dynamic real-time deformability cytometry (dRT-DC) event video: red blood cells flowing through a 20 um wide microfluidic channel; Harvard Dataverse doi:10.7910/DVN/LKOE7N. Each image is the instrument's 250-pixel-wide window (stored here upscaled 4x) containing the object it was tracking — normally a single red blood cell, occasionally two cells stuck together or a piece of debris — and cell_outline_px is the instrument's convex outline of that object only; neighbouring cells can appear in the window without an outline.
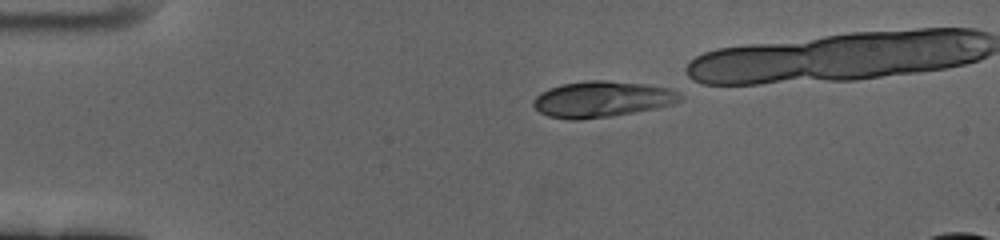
{"species": "human", "species_latin": "Homo sapiens", "temperature_condition": "cold", "stored_images_in_passage": 38, "camera_frame_rate_fps": 3000, "um_per_image_px": 0.085, "donor": {"sex": "female"}, "frame": {"image": 1, "passage_image": 1, "time_ms": 0.0, "image_size_px": [1000, 240], "cell_outline_px": [[684, 96], [680, 100], [672, 104], [656, 108], [612, 116], [580, 120], [572, 120], [548, 116], [540, 112], [532, 104], [532, 100], [540, 92], [548, 88], [560, 84], [588, 80], [608, 80], [644, 84], [668, 88]], "centroid_in_image_um": [51.12, 8.43], "position_along_channel_um": 33.9, "area_um2": 30.87}}
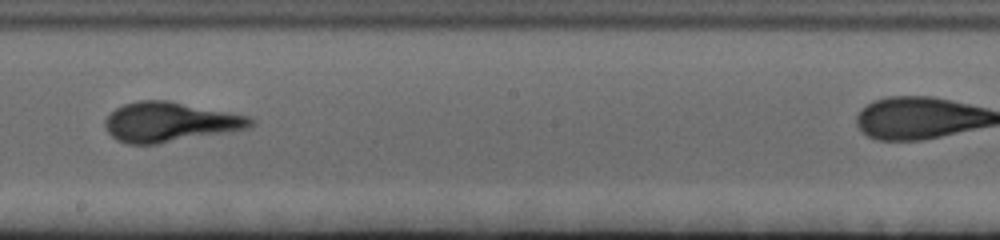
{"frame": {"image": 2, "passage_image": 23, "time_ms": 7.333, "image_size_px": [1000, 240], "cell_outline_px": [[256, 124], [252, 128], [156, 144], [128, 144], [116, 140], [108, 132], [104, 124], [104, 120], [116, 108], [124, 104], [140, 100], [168, 100], [252, 116], [256, 120]], "centroid_in_image_um": [14.51, 10.37], "position_along_channel_um": 233.7, "area_um2": 33.99}}
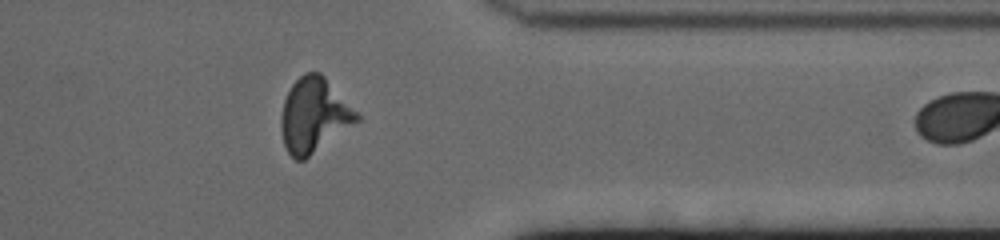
{"frame": {"image": 3, "passage_image": 37, "time_ms": 12.0, "image_size_px": [1000, 240], "cell_outline_px": [[360, 120], [304, 160], [296, 160], [288, 152], [284, 144], [280, 128], [280, 120], [284, 100], [292, 84], [304, 72], [320, 72], [324, 76], [360, 116]], "centroid_in_image_um": [26.66, 9.8], "position_along_channel_um": 384.7, "area_um2": 32.43}}